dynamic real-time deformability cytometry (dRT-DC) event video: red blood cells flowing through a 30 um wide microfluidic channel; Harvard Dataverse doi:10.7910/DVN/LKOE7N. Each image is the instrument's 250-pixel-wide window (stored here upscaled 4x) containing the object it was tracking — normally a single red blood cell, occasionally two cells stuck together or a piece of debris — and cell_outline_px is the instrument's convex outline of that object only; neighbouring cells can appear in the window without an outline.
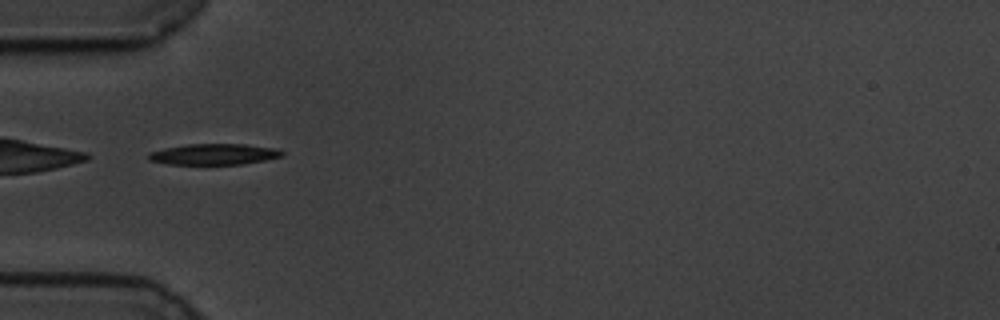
{"species": "common noctule bat (a hibernating species)", "species_latin": "Nyctalus noctula", "temperature_condition": "cold", "stored_images_in_passage": 41, "camera_frame_rate_fps": 3000, "um_per_image_px": 0.085, "animal": {"sex": "male", "body_mass_g": 19.5, "forearm_length_mm": 54.6}, "frame": {"image": 1, "passage_image": 1, "time_ms": 0.0, "image_size_px": [1000, 320], "cell_outline_px": [[284, 156], [264, 160], [240, 164], [168, 164], [148, 160], [148, 152], [164, 148], [188, 144], [244, 144], [272, 148], [284, 152]], "centroid_in_image_um": [18.14, 13.11], "position_along_channel_um": 66.9, "area_um2": 16.18}}
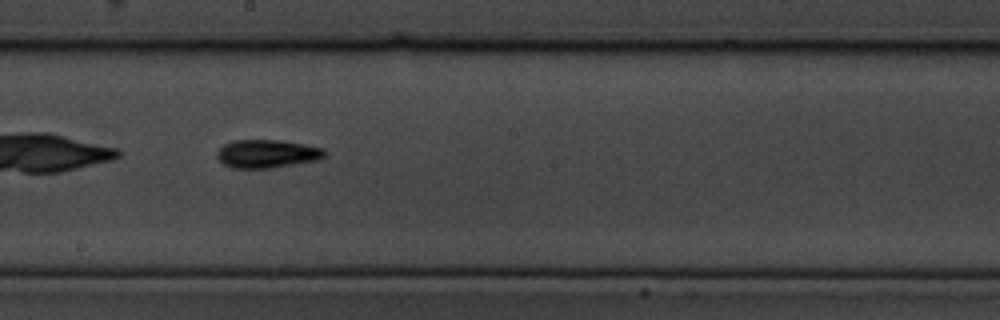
{"frame": {"image": 2, "passage_image": 15, "time_ms": 4.667, "image_size_px": [1000, 320], "cell_outline_px": [[328, 152], [320, 160], [268, 168], [232, 168], [224, 164], [216, 156], [216, 152], [224, 144], [236, 140], [276, 140], [304, 144], [324, 148]], "centroid_in_image_um": [22.72, 13.07], "position_along_channel_um": 225.5, "area_um2": 17.69}}
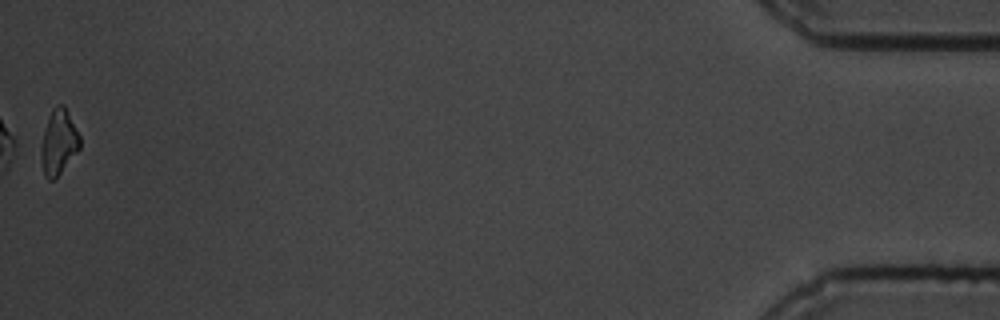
{"frame": {"image": 3, "passage_image": 41, "time_ms": 13.333, "image_size_px": [1000, 320], "cell_outline_px": [[80, 148], [60, 172], [52, 180], [48, 180], [44, 176], [40, 160], [40, 148], [44, 132], [52, 108], [56, 104], [64, 104], [80, 136]], "centroid_in_image_um": [4.97, 12.08], "position_along_channel_um": 430.2, "area_um2": 14.57}, "authors_computed_cell_mechanics": {"area_um2": 16.2996, "velocity_mm_per_s": 3.4176, "shape_relaxation_time_tau1_ms": 3.2877, "shape_relaxation_time_tau2_ms": 6.864, "deformation_change_tau1": 0.1226, "deformation_change_tau2": 0.1369}}